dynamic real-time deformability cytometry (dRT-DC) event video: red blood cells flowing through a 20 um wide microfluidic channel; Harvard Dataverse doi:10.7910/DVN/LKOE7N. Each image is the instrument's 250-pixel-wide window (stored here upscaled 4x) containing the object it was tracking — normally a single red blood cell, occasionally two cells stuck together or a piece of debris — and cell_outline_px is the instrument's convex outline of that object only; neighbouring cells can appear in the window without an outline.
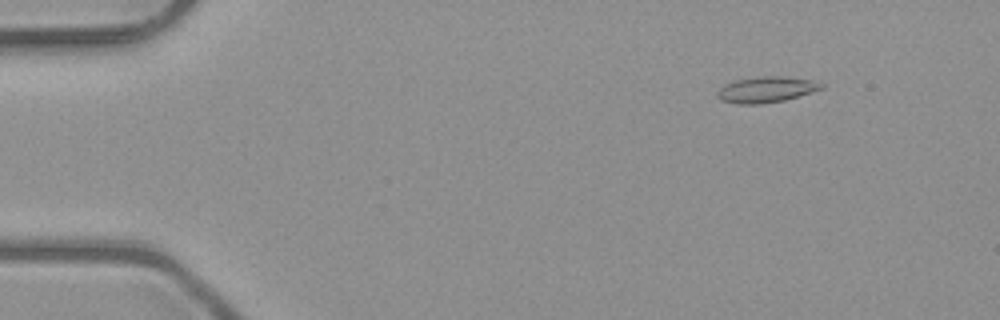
{"species": "common noctule bat (a hibernating species)", "species_latin": "Nyctalus noctula", "temperature_condition": "room temperature", "stored_images_in_passage": 47, "camera_frame_rate_fps": 3000, "um_per_image_px": 0.085, "animal": {"sex": "male", "body_mass_g": 23.1, "forearm_length_mm": 52.7}, "frame": {"image": 1, "passage_image": 2, "time_ms": 0.333, "image_size_px": [1000, 320], "cell_outline_px": [[824, 88], [812, 92], [784, 100], [760, 104], [736, 104], [720, 100], [716, 96], [716, 92], [724, 84], [736, 80], [764, 76], [784, 76], [812, 80], [824, 84]], "centroid_in_image_um": [65.11, 7.62], "position_along_channel_um": 19.9, "area_um2": 15.72}}
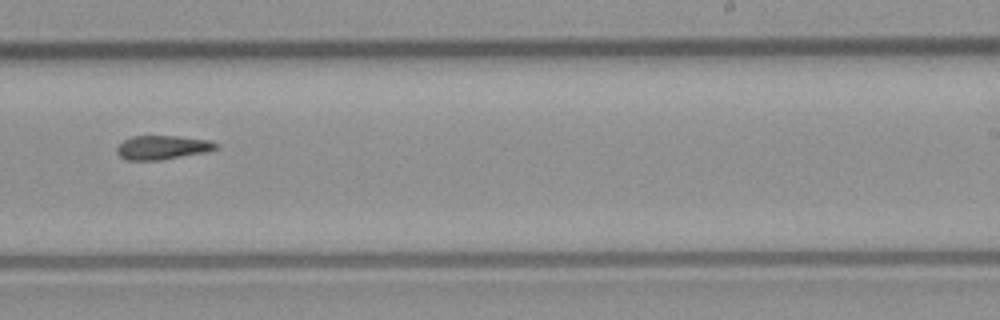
{"frame": {"image": 2, "passage_image": 28, "time_ms": 9.0, "image_size_px": [1000, 320], "cell_outline_px": [[216, 148], [204, 152], [160, 160], [128, 160], [120, 156], [116, 152], [116, 148], [124, 140], [132, 136], [176, 136], [208, 140], [216, 144]], "centroid_in_image_um": [13.74, 12.53], "position_along_channel_um": 275.3, "area_um2": 13.53}}
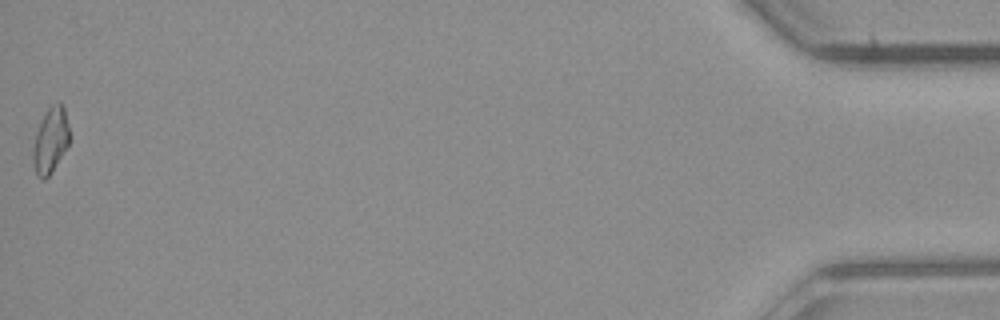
{"frame": {"image": 3, "passage_image": 47, "time_ms": 15.333, "image_size_px": [1000, 320], "cell_outline_px": [[68, 144], [52, 172], [44, 180], [36, 176], [32, 160], [32, 148], [36, 132], [44, 112], [56, 100], [60, 100], [64, 108], [68, 124]], "centroid_in_image_um": [4.26, 11.91], "position_along_channel_um": 430.9, "area_um2": 14.05}, "authors_computed_cell_mechanics": {"area_um2": 14.0454, "velocity_mm_per_s": 4.0613, "shape_relaxation_time_tau1_ms": null, "shape_relaxation_time_tau2_ms": 7.3298, "deformation_change_tau1": null, "deformation_change_tau2": 0.1793}}